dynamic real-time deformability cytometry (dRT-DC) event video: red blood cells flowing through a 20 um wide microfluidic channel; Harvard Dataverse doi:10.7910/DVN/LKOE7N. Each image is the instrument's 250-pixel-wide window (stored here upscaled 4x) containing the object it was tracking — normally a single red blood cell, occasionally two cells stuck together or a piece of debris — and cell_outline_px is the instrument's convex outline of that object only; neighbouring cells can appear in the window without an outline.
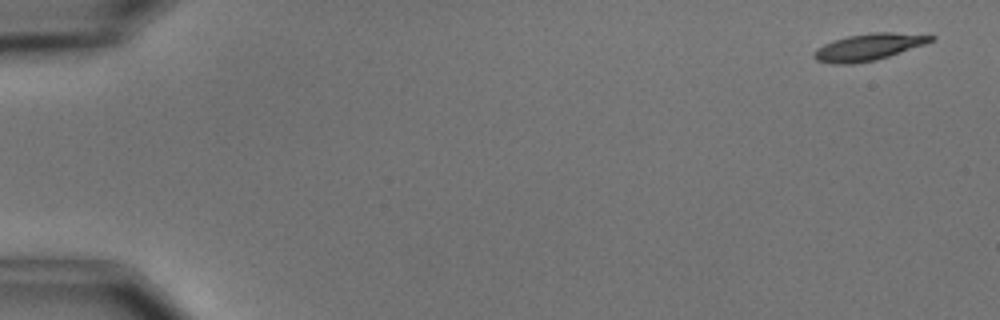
{"species": "common noctule bat (a hibernating species)", "species_latin": "Nyctalus noctula", "temperature_condition": "cold", "stored_images_in_passage": 6, "camera_frame_rate_fps": 3000, "um_per_image_px": 0.085, "animal": {"sex": "male", "body_mass_g": 15.6}, "frame": {"image": 1, "passage_image": 1, "time_ms": 0.0, "image_size_px": [1000, 320], "cell_outline_px": [[936, 40], [876, 60], [852, 64], [832, 64], [816, 60], [812, 56], [812, 52], [816, 48], [832, 40], [848, 36], [872, 32], [892, 32], [936, 36]], "centroid_in_image_um": [73.77, 4.0], "position_along_channel_um": 11.2, "area_um2": 18.26}}